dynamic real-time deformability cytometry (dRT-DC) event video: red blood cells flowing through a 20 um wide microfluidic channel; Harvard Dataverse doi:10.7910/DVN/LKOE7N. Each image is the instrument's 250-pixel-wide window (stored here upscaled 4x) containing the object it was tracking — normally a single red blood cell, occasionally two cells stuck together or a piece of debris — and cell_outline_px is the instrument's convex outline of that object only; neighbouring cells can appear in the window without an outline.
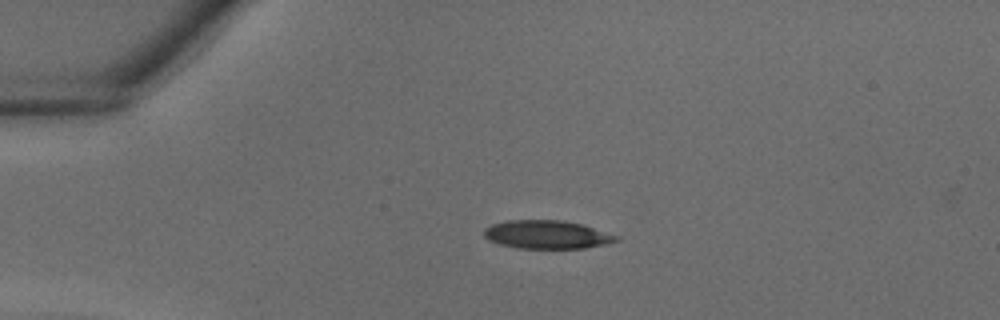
{"species": "common noctule bat (a hibernating species)", "species_latin": "Nyctalus noctula", "temperature_condition": "warm", "stored_images_in_passage": 35, "camera_frame_rate_fps": 3000, "um_per_image_px": 0.085, "animal": {"sex": "male", "body_mass_g": 18.8}, "frame": {"image": 1, "passage_image": 6, "time_ms": 1.667, "image_size_px": [1000, 320], "cell_outline_px": [[620, 240], [608, 244], [584, 248], [520, 248], [500, 244], [488, 240], [484, 236], [484, 228], [492, 224], [508, 220], [564, 220], [580, 224], [620, 236]], "centroid_in_image_um": [46.5, 19.94], "position_along_channel_um": 38.5, "area_um2": 21.85}}
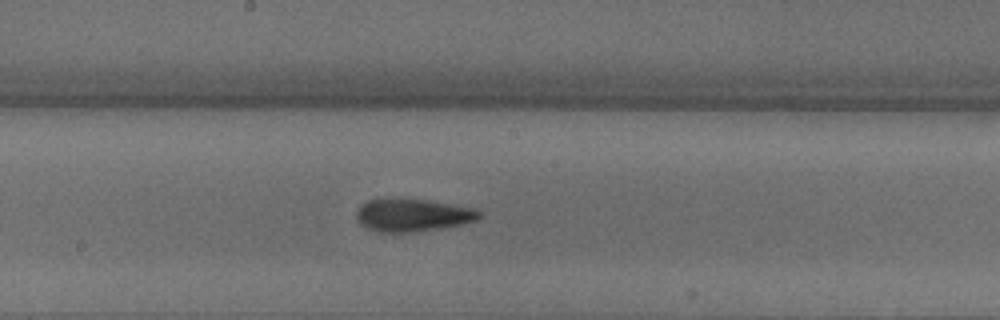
{"frame": {"image": 2, "passage_image": 18, "time_ms": 5.667, "image_size_px": [1000, 320], "cell_outline_px": [[480, 216], [476, 220], [460, 224], [436, 228], [408, 232], [380, 232], [368, 228], [360, 224], [356, 220], [356, 212], [368, 200], [428, 200], [472, 208], [480, 212]], "centroid_in_image_um": [35.05, 18.3], "position_along_channel_um": 213.2, "area_um2": 22.48}}
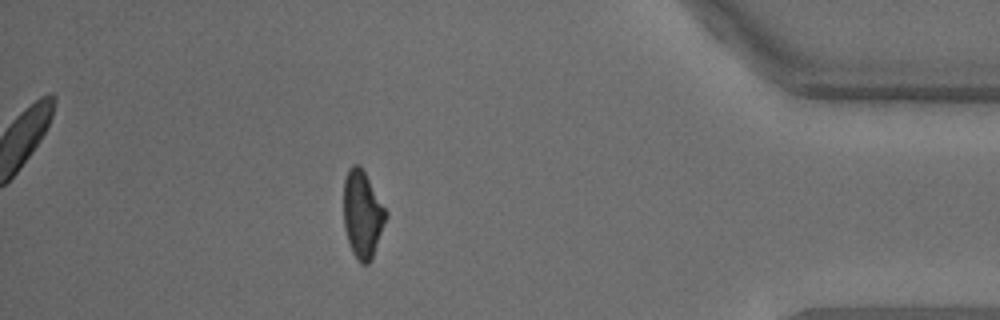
{"frame": {"image": 3, "passage_image": 31, "time_ms": 10.0, "image_size_px": [1000, 320], "cell_outline_px": [[388, 216], [372, 260], [368, 264], [360, 264], [352, 252], [344, 228], [344, 180], [348, 168], [352, 164], [360, 164], [388, 212]], "centroid_in_image_um": [30.82, 18.22], "position_along_channel_um": 404.4, "area_um2": 21.79}}